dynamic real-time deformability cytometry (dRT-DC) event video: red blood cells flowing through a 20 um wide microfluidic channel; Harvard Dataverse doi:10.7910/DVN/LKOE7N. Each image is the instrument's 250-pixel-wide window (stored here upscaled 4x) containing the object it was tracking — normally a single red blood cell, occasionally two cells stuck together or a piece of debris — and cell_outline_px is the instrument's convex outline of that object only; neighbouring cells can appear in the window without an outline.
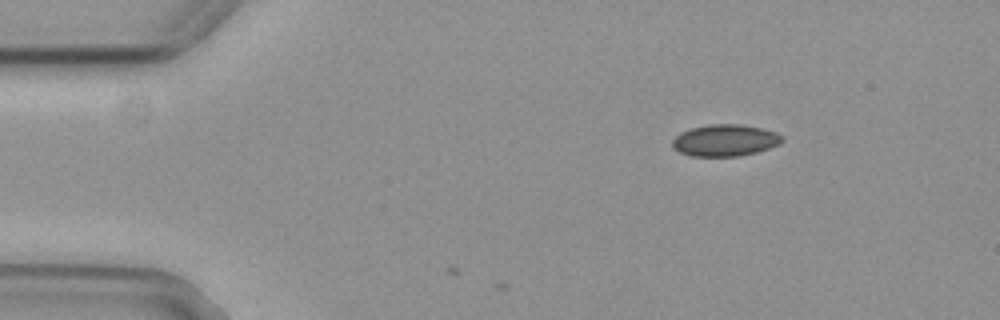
{"species": "common noctule bat (a hibernating species)", "species_latin": "Nyctalus noctula", "temperature_condition": "cold", "stored_images_in_passage": 7, "camera_frame_rate_fps": 3000, "um_per_image_px": 0.085, "animal": {"sex": "female", "body_mass_g": 29.2, "forearm_length_mm": 56.3}, "frame": {"image": 1, "passage_image": 1, "time_ms": 0.0, "image_size_px": [1000, 320], "cell_outline_px": [[784, 140], [780, 144], [756, 152], [740, 156], [692, 156], [680, 152], [672, 148], [672, 140], [680, 132], [692, 128], [708, 124], [740, 124], [760, 128], [776, 132], [784, 136]], "centroid_in_image_um": [61.63, 11.93], "position_along_channel_um": 23.4, "area_um2": 20.35}}